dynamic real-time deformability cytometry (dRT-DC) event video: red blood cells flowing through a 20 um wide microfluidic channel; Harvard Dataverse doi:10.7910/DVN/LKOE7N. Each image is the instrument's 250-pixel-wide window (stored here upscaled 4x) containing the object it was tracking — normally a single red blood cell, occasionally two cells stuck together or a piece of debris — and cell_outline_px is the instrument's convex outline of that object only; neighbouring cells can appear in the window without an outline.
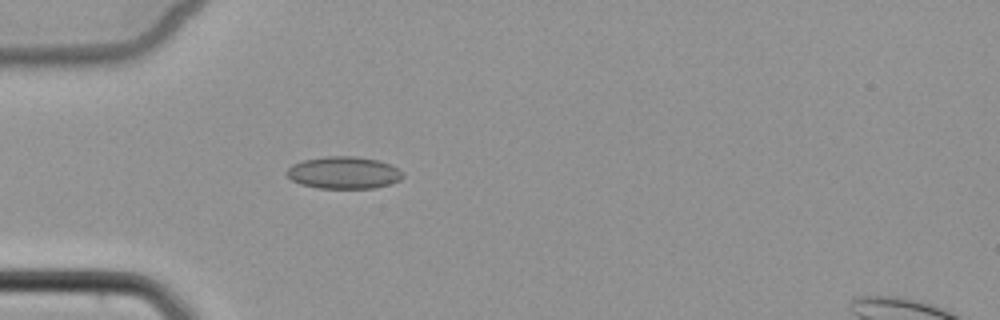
{"species": "common noctule bat (a hibernating species)", "species_latin": "Nyctalus noctula", "temperature_condition": "cold", "stored_images_in_passage": 5, "camera_frame_rate_fps": 3000, "um_per_image_px": 0.085, "animal": {"sex": "female", "body_mass_g": 22.7, "forearm_length_mm": 54.2}, "frame": {"image": 1, "passage_image": 5, "time_ms": 5.667, "image_size_px": [1000, 320], "cell_outline_px": [[404, 176], [400, 180], [392, 184], [376, 188], [316, 188], [300, 184], [292, 180], [284, 172], [292, 164], [304, 160], [328, 156], [356, 156], [376, 160], [392, 164]], "centroid_in_image_um": [29.21, 14.68], "position_along_channel_um": 55.8, "area_um2": 21.85}}